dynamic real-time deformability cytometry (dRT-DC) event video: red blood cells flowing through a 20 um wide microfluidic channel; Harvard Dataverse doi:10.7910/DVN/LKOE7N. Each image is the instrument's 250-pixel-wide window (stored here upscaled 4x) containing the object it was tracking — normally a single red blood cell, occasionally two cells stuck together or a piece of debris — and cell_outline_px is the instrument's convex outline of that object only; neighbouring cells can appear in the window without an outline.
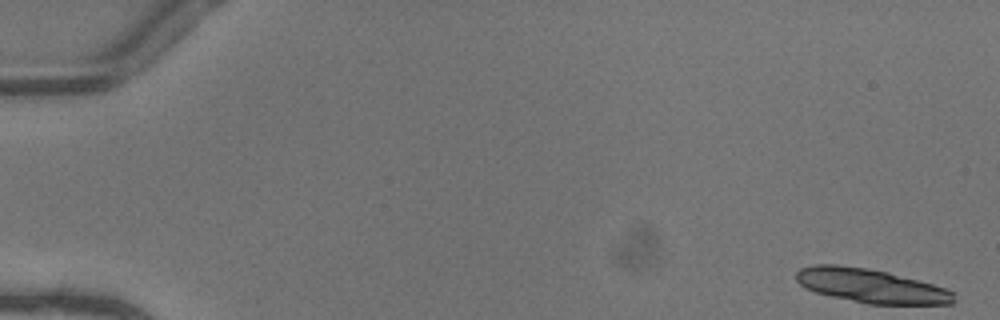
{"species": "common noctule bat (a hibernating species)", "species_latin": "Nyctalus noctula", "temperature_condition": "warm", "stored_images_in_passage": 16, "camera_frame_rate_fps": 3000, "um_per_image_px": 0.085, "animal": {"sex": "female"}, "frame": {"image": 1, "passage_image": 1, "time_ms": 0.0, "image_size_px": [1000, 320], "cell_outline_px": [[956, 292], [952, 304], [868, 304], [832, 296], [816, 292], [800, 284], [796, 280], [796, 272], [800, 268], [816, 264], [836, 264], [868, 268], [888, 272], [948, 288]], "centroid_in_image_um": [74.06, 24.29], "position_along_channel_um": 10.9, "area_um2": 31.21}}